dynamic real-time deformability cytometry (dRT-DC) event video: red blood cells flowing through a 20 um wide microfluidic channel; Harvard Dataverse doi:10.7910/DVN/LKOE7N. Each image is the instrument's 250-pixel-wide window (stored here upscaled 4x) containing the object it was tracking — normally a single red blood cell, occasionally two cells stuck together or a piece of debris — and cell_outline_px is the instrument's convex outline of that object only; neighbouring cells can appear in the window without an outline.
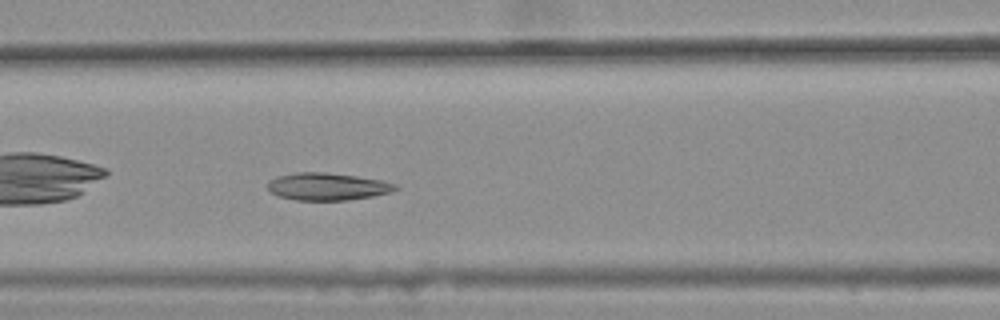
{"species": "common noctule bat (a hibernating species)", "species_latin": "Nyctalus noctula", "temperature_condition": "warm", "stored_images_in_passage": 31, "camera_frame_rate_fps": 3000, "um_per_image_px": 0.085, "animal": {"sex": "female", "body_mass_g": 25.1}, "frame": {"image": 1, "passage_image": 8, "time_ms": 2.333, "image_size_px": [1000, 320], "cell_outline_px": [[400, 188], [392, 192], [372, 196], [348, 200], [296, 200], [276, 196], [268, 188], [268, 180], [276, 176], [296, 172], [324, 172], [356, 176], [380, 180], [396, 184]], "centroid_in_image_um": [27.81, 15.85], "position_along_channel_um": 138.8, "area_um2": 20.46}}
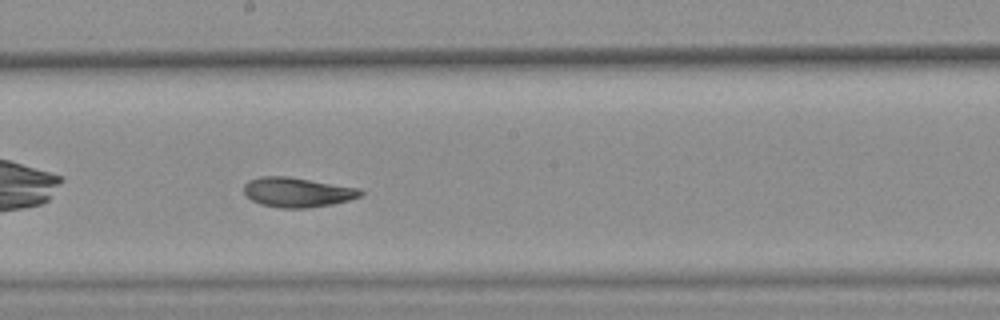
{"frame": {"image": 2, "passage_image": 15, "time_ms": 4.667, "image_size_px": [1000, 320], "cell_outline_px": [[364, 192], [360, 196], [348, 200], [332, 204], [308, 208], [280, 208], [260, 204], [252, 200], [244, 192], [244, 184], [248, 180], [260, 176], [288, 176], [360, 188]], "centroid_in_image_um": [25.26, 16.33], "position_along_channel_um": 222.9, "area_um2": 20.23}}
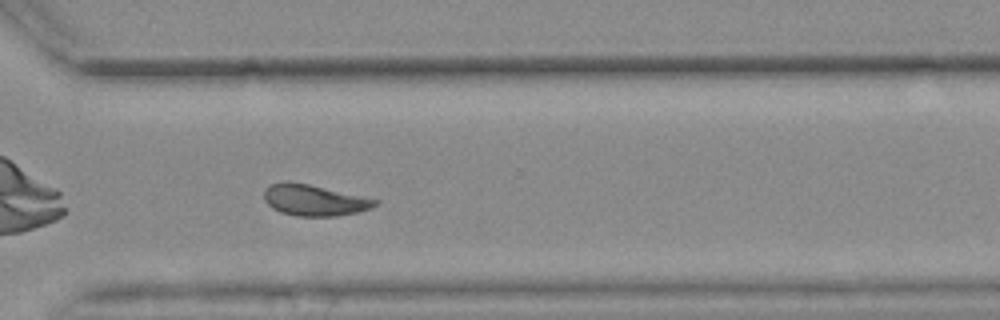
{"frame": {"image": 3, "passage_image": 25, "time_ms": 8.0, "image_size_px": [1000, 320], "cell_outline_px": [[380, 200], [372, 208], [356, 212], [336, 216], [296, 216], [280, 212], [272, 208], [264, 200], [264, 192], [272, 184], [284, 180], [288, 180], [308, 184]], "centroid_in_image_um": [26.69, 17.01], "position_along_channel_um": 343.9, "area_um2": 20.06}, "authors_computed_cell_mechanics": {"area_um2": 20.0566, "velocity_mm_per_s": 3.6176, "shape_relaxation_time_tau1_ms": 10.5579, "shape_relaxation_time_tau2_ms": 2.4871, "deformation_change_tau1": 0.1858, "deformation_change_tau2": 0.083}}